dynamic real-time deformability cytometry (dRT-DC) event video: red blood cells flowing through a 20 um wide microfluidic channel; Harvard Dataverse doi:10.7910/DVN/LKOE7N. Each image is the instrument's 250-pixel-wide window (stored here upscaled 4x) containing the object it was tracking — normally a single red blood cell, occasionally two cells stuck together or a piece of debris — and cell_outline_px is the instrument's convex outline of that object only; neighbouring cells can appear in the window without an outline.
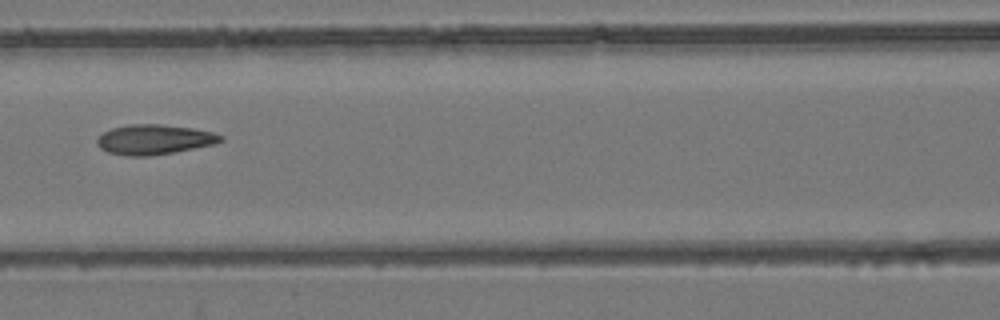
{"species": "common noctule bat (a hibernating species)", "species_latin": "Nyctalus noctula", "temperature_condition": "room temperature", "stored_images_in_passage": 8, "camera_frame_rate_fps": 3000, "um_per_image_px": 0.085, "animal": {"sex": "female", "body_mass_g": 24.6, "forearm_length_mm": 56.2}, "frame": {"image": 1, "passage_image": 8, "time_ms": 2.333, "image_size_px": [1000, 320], "cell_outline_px": [[224, 140], [212, 144], [152, 156], [124, 156], [108, 152], [100, 148], [96, 144], [96, 140], [104, 132], [112, 128], [128, 124], [160, 124], [192, 128], [212, 132], [224, 136]], "centroid_in_image_um": [13.07, 11.86], "position_along_channel_um": 153.5, "area_um2": 21.44}}